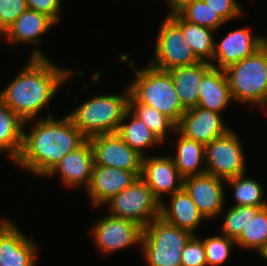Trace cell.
Returning <instances> with one entry per match:
<instances>
[{"instance_id": "1", "label": "cell", "mask_w": 267, "mask_h": 266, "mask_svg": "<svg viewBox=\"0 0 267 266\" xmlns=\"http://www.w3.org/2000/svg\"><path fill=\"white\" fill-rule=\"evenodd\" d=\"M30 61L10 84L0 91V101L10 107L24 126L55 96L62 83L71 76V70L59 68L39 49L32 52Z\"/></svg>"}, {"instance_id": "2", "label": "cell", "mask_w": 267, "mask_h": 266, "mask_svg": "<svg viewBox=\"0 0 267 266\" xmlns=\"http://www.w3.org/2000/svg\"><path fill=\"white\" fill-rule=\"evenodd\" d=\"M87 139L69 115L56 120L49 114L37 121L31 132H23L22 149L13 163L47 177L65 155L79 148Z\"/></svg>"}, {"instance_id": "3", "label": "cell", "mask_w": 267, "mask_h": 266, "mask_svg": "<svg viewBox=\"0 0 267 266\" xmlns=\"http://www.w3.org/2000/svg\"><path fill=\"white\" fill-rule=\"evenodd\" d=\"M128 64L136 71V78L128 85L130 95L138 103L154 107L177 125L185 110L175 91L170 73L150 65L136 70L131 60Z\"/></svg>"}, {"instance_id": "4", "label": "cell", "mask_w": 267, "mask_h": 266, "mask_svg": "<svg viewBox=\"0 0 267 266\" xmlns=\"http://www.w3.org/2000/svg\"><path fill=\"white\" fill-rule=\"evenodd\" d=\"M122 94L93 96L69 114L74 125L87 137L116 133L129 110L130 91Z\"/></svg>"}, {"instance_id": "5", "label": "cell", "mask_w": 267, "mask_h": 266, "mask_svg": "<svg viewBox=\"0 0 267 266\" xmlns=\"http://www.w3.org/2000/svg\"><path fill=\"white\" fill-rule=\"evenodd\" d=\"M224 70L233 100L267 109V42L251 56Z\"/></svg>"}, {"instance_id": "6", "label": "cell", "mask_w": 267, "mask_h": 266, "mask_svg": "<svg viewBox=\"0 0 267 266\" xmlns=\"http://www.w3.org/2000/svg\"><path fill=\"white\" fill-rule=\"evenodd\" d=\"M191 236L157 217L143 228L139 245L149 266H182V250Z\"/></svg>"}, {"instance_id": "7", "label": "cell", "mask_w": 267, "mask_h": 266, "mask_svg": "<svg viewBox=\"0 0 267 266\" xmlns=\"http://www.w3.org/2000/svg\"><path fill=\"white\" fill-rule=\"evenodd\" d=\"M105 204L110 208V215L134 221L142 228L160 217V202L140 177Z\"/></svg>"}, {"instance_id": "8", "label": "cell", "mask_w": 267, "mask_h": 266, "mask_svg": "<svg viewBox=\"0 0 267 266\" xmlns=\"http://www.w3.org/2000/svg\"><path fill=\"white\" fill-rule=\"evenodd\" d=\"M150 66L168 71L175 67L201 62L183 35L182 29L170 18L161 23Z\"/></svg>"}, {"instance_id": "9", "label": "cell", "mask_w": 267, "mask_h": 266, "mask_svg": "<svg viewBox=\"0 0 267 266\" xmlns=\"http://www.w3.org/2000/svg\"><path fill=\"white\" fill-rule=\"evenodd\" d=\"M240 138L233 130L205 145L206 173L224 180L245 173V159Z\"/></svg>"}, {"instance_id": "10", "label": "cell", "mask_w": 267, "mask_h": 266, "mask_svg": "<svg viewBox=\"0 0 267 266\" xmlns=\"http://www.w3.org/2000/svg\"><path fill=\"white\" fill-rule=\"evenodd\" d=\"M94 155V165L115 167L141 175L143 157L127 145L117 133L99 134L88 138Z\"/></svg>"}, {"instance_id": "11", "label": "cell", "mask_w": 267, "mask_h": 266, "mask_svg": "<svg viewBox=\"0 0 267 266\" xmlns=\"http://www.w3.org/2000/svg\"><path fill=\"white\" fill-rule=\"evenodd\" d=\"M91 233L106 254L141 243L143 228L134 221L108 215L95 224Z\"/></svg>"}, {"instance_id": "12", "label": "cell", "mask_w": 267, "mask_h": 266, "mask_svg": "<svg viewBox=\"0 0 267 266\" xmlns=\"http://www.w3.org/2000/svg\"><path fill=\"white\" fill-rule=\"evenodd\" d=\"M225 180L204 173L183 178V189L191 197L205 219L217 217L223 211Z\"/></svg>"}, {"instance_id": "13", "label": "cell", "mask_w": 267, "mask_h": 266, "mask_svg": "<svg viewBox=\"0 0 267 266\" xmlns=\"http://www.w3.org/2000/svg\"><path fill=\"white\" fill-rule=\"evenodd\" d=\"M267 39L264 36H253L250 28H239L227 34L219 43H214L213 68L226 69L259 50Z\"/></svg>"}, {"instance_id": "14", "label": "cell", "mask_w": 267, "mask_h": 266, "mask_svg": "<svg viewBox=\"0 0 267 266\" xmlns=\"http://www.w3.org/2000/svg\"><path fill=\"white\" fill-rule=\"evenodd\" d=\"M230 129L221 119L220 113L199 106L186 110L176 125L177 133L204 145Z\"/></svg>"}, {"instance_id": "15", "label": "cell", "mask_w": 267, "mask_h": 266, "mask_svg": "<svg viewBox=\"0 0 267 266\" xmlns=\"http://www.w3.org/2000/svg\"><path fill=\"white\" fill-rule=\"evenodd\" d=\"M140 178L160 203L164 193L173 195L183 187V177L175 167L172 157H161L160 155L150 158L144 156Z\"/></svg>"}, {"instance_id": "16", "label": "cell", "mask_w": 267, "mask_h": 266, "mask_svg": "<svg viewBox=\"0 0 267 266\" xmlns=\"http://www.w3.org/2000/svg\"><path fill=\"white\" fill-rule=\"evenodd\" d=\"M138 176L133 171L94 165L92 178L88 186L87 194L90 195L92 204L102 206L113 196L129 187Z\"/></svg>"}, {"instance_id": "17", "label": "cell", "mask_w": 267, "mask_h": 266, "mask_svg": "<svg viewBox=\"0 0 267 266\" xmlns=\"http://www.w3.org/2000/svg\"><path fill=\"white\" fill-rule=\"evenodd\" d=\"M35 245L7 220L0 228V266H35Z\"/></svg>"}, {"instance_id": "18", "label": "cell", "mask_w": 267, "mask_h": 266, "mask_svg": "<svg viewBox=\"0 0 267 266\" xmlns=\"http://www.w3.org/2000/svg\"><path fill=\"white\" fill-rule=\"evenodd\" d=\"M93 166V150L87 139L79 148L65 155L47 176L60 173L62 183L66 186L75 187L84 184L87 189L91 182Z\"/></svg>"}, {"instance_id": "19", "label": "cell", "mask_w": 267, "mask_h": 266, "mask_svg": "<svg viewBox=\"0 0 267 266\" xmlns=\"http://www.w3.org/2000/svg\"><path fill=\"white\" fill-rule=\"evenodd\" d=\"M212 68L209 62L201 61L190 66L175 67L168 72L172 77L175 91L177 92L186 111L194 108L199 103V86L203 76Z\"/></svg>"}, {"instance_id": "20", "label": "cell", "mask_w": 267, "mask_h": 266, "mask_svg": "<svg viewBox=\"0 0 267 266\" xmlns=\"http://www.w3.org/2000/svg\"><path fill=\"white\" fill-rule=\"evenodd\" d=\"M166 205L160 203V217L167 223L195 235L196 228L205 218L187 192L182 188L171 196L170 205Z\"/></svg>"}, {"instance_id": "21", "label": "cell", "mask_w": 267, "mask_h": 266, "mask_svg": "<svg viewBox=\"0 0 267 266\" xmlns=\"http://www.w3.org/2000/svg\"><path fill=\"white\" fill-rule=\"evenodd\" d=\"M197 106L220 113L233 101L225 70L211 68L202 78L199 86Z\"/></svg>"}, {"instance_id": "22", "label": "cell", "mask_w": 267, "mask_h": 266, "mask_svg": "<svg viewBox=\"0 0 267 266\" xmlns=\"http://www.w3.org/2000/svg\"><path fill=\"white\" fill-rule=\"evenodd\" d=\"M56 23L47 15L32 9H26L2 35L11 43L32 42L39 44L41 34Z\"/></svg>"}, {"instance_id": "23", "label": "cell", "mask_w": 267, "mask_h": 266, "mask_svg": "<svg viewBox=\"0 0 267 266\" xmlns=\"http://www.w3.org/2000/svg\"><path fill=\"white\" fill-rule=\"evenodd\" d=\"M24 122L0 101V152H8L14 162L22 149Z\"/></svg>"}, {"instance_id": "24", "label": "cell", "mask_w": 267, "mask_h": 266, "mask_svg": "<svg viewBox=\"0 0 267 266\" xmlns=\"http://www.w3.org/2000/svg\"><path fill=\"white\" fill-rule=\"evenodd\" d=\"M179 134L177 152L172 157L179 174L185 178L206 173L205 166H202L205 163V145Z\"/></svg>"}, {"instance_id": "25", "label": "cell", "mask_w": 267, "mask_h": 266, "mask_svg": "<svg viewBox=\"0 0 267 266\" xmlns=\"http://www.w3.org/2000/svg\"><path fill=\"white\" fill-rule=\"evenodd\" d=\"M129 116L131 118L130 122L124 124ZM116 133L127 145L138 151L142 156L145 155L143 150H146V148L163 144V141L129 110L125 113Z\"/></svg>"}, {"instance_id": "26", "label": "cell", "mask_w": 267, "mask_h": 266, "mask_svg": "<svg viewBox=\"0 0 267 266\" xmlns=\"http://www.w3.org/2000/svg\"><path fill=\"white\" fill-rule=\"evenodd\" d=\"M181 29L193 52L201 60L213 63L214 37L212 29L192 24L179 14L169 16Z\"/></svg>"}, {"instance_id": "27", "label": "cell", "mask_w": 267, "mask_h": 266, "mask_svg": "<svg viewBox=\"0 0 267 266\" xmlns=\"http://www.w3.org/2000/svg\"><path fill=\"white\" fill-rule=\"evenodd\" d=\"M129 111L165 142L167 131H176V124L154 107L138 103L131 95L129 97Z\"/></svg>"}, {"instance_id": "28", "label": "cell", "mask_w": 267, "mask_h": 266, "mask_svg": "<svg viewBox=\"0 0 267 266\" xmlns=\"http://www.w3.org/2000/svg\"><path fill=\"white\" fill-rule=\"evenodd\" d=\"M234 188V198L236 204L234 206H256L265 208L267 202L262 199L263 187L255 179L245 178V173L234 178L225 180Z\"/></svg>"}, {"instance_id": "29", "label": "cell", "mask_w": 267, "mask_h": 266, "mask_svg": "<svg viewBox=\"0 0 267 266\" xmlns=\"http://www.w3.org/2000/svg\"><path fill=\"white\" fill-rule=\"evenodd\" d=\"M236 245L255 249L258 253L267 244V206L261 208L235 240Z\"/></svg>"}, {"instance_id": "30", "label": "cell", "mask_w": 267, "mask_h": 266, "mask_svg": "<svg viewBox=\"0 0 267 266\" xmlns=\"http://www.w3.org/2000/svg\"><path fill=\"white\" fill-rule=\"evenodd\" d=\"M179 15L189 23L218 30L226 22L203 0L188 5Z\"/></svg>"}, {"instance_id": "31", "label": "cell", "mask_w": 267, "mask_h": 266, "mask_svg": "<svg viewBox=\"0 0 267 266\" xmlns=\"http://www.w3.org/2000/svg\"><path fill=\"white\" fill-rule=\"evenodd\" d=\"M261 207L256 206H231L226 212L222 223L221 232L224 236L237 239Z\"/></svg>"}, {"instance_id": "32", "label": "cell", "mask_w": 267, "mask_h": 266, "mask_svg": "<svg viewBox=\"0 0 267 266\" xmlns=\"http://www.w3.org/2000/svg\"><path fill=\"white\" fill-rule=\"evenodd\" d=\"M203 241L206 253L207 265L218 266L227 261L232 247L236 244L235 239L227 236L208 237Z\"/></svg>"}, {"instance_id": "33", "label": "cell", "mask_w": 267, "mask_h": 266, "mask_svg": "<svg viewBox=\"0 0 267 266\" xmlns=\"http://www.w3.org/2000/svg\"><path fill=\"white\" fill-rule=\"evenodd\" d=\"M182 266H207L206 253L203 241L192 235L185 244L181 256Z\"/></svg>"}, {"instance_id": "34", "label": "cell", "mask_w": 267, "mask_h": 266, "mask_svg": "<svg viewBox=\"0 0 267 266\" xmlns=\"http://www.w3.org/2000/svg\"><path fill=\"white\" fill-rule=\"evenodd\" d=\"M27 9L26 0H0V34Z\"/></svg>"}, {"instance_id": "35", "label": "cell", "mask_w": 267, "mask_h": 266, "mask_svg": "<svg viewBox=\"0 0 267 266\" xmlns=\"http://www.w3.org/2000/svg\"><path fill=\"white\" fill-rule=\"evenodd\" d=\"M225 22H228L242 13V7L235 0H203Z\"/></svg>"}, {"instance_id": "36", "label": "cell", "mask_w": 267, "mask_h": 266, "mask_svg": "<svg viewBox=\"0 0 267 266\" xmlns=\"http://www.w3.org/2000/svg\"><path fill=\"white\" fill-rule=\"evenodd\" d=\"M27 8L43 13L55 23L60 20L61 0H26Z\"/></svg>"}, {"instance_id": "37", "label": "cell", "mask_w": 267, "mask_h": 266, "mask_svg": "<svg viewBox=\"0 0 267 266\" xmlns=\"http://www.w3.org/2000/svg\"><path fill=\"white\" fill-rule=\"evenodd\" d=\"M167 1L170 8V13L167 15L169 17L172 15L179 14L188 5L193 4L197 0H167Z\"/></svg>"}, {"instance_id": "38", "label": "cell", "mask_w": 267, "mask_h": 266, "mask_svg": "<svg viewBox=\"0 0 267 266\" xmlns=\"http://www.w3.org/2000/svg\"><path fill=\"white\" fill-rule=\"evenodd\" d=\"M259 254L267 261V244L263 247Z\"/></svg>"}, {"instance_id": "39", "label": "cell", "mask_w": 267, "mask_h": 266, "mask_svg": "<svg viewBox=\"0 0 267 266\" xmlns=\"http://www.w3.org/2000/svg\"><path fill=\"white\" fill-rule=\"evenodd\" d=\"M6 221H7L6 219H5V220L2 219V220L0 221V228L2 227V225H3Z\"/></svg>"}]
</instances>
